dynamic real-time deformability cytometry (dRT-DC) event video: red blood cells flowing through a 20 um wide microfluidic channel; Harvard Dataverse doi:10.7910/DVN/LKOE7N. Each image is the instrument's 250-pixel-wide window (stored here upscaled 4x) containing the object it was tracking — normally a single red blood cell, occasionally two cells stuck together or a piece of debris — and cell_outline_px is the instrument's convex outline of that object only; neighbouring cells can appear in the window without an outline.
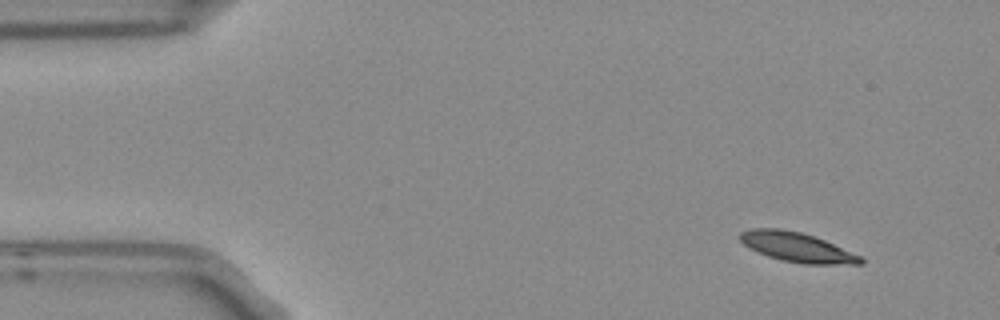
{"species": "Egyptian fruit bat (a non-hibernating species)", "species_latin": "Rousettus aegyptiacus", "temperature_condition": "room temperature", "stored_images_in_passage": 4, "camera_frame_rate_fps": 3000, "um_per_image_px": 0.085, "frame": {"image": 1, "passage_image": 1, "time_ms": 0.0, "image_size_px": [1000, 320], "cell_outline_px": [[864, 264], [804, 264], [780, 260], [768, 256], [744, 244], [740, 240], [740, 232], [752, 228], [780, 228], [800, 232], [824, 240], [860, 256], [864, 260]], "centroid_in_image_um": [67.74, 21.01], "position_along_channel_um": 17.3, "area_um2": 20.4}}
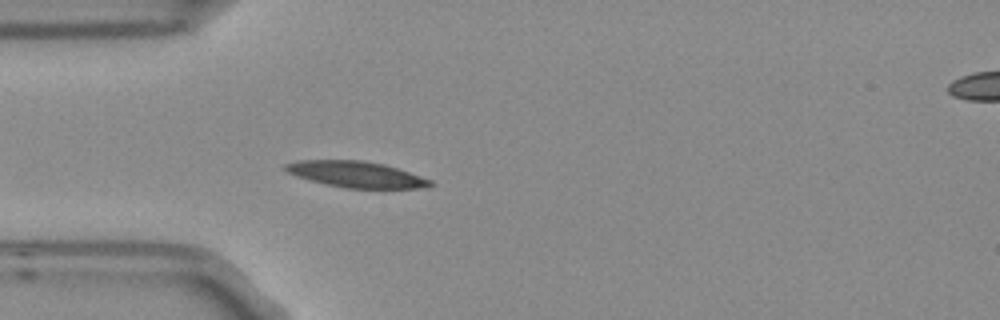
{"frame": {"image": 2, "passage_image": 4, "time_ms": 1.0, "image_size_px": [1000, 320], "cell_outline_px": [[436, 184], [416, 188], [344, 188], [324, 184], [308, 180], [296, 176], [288, 172], [284, 168], [284, 164], [300, 160], [360, 160], [384, 164], [432, 180]], "centroid_in_image_um": [30.23, 14.82], "position_along_channel_um": 54.8, "area_um2": 21.91}}